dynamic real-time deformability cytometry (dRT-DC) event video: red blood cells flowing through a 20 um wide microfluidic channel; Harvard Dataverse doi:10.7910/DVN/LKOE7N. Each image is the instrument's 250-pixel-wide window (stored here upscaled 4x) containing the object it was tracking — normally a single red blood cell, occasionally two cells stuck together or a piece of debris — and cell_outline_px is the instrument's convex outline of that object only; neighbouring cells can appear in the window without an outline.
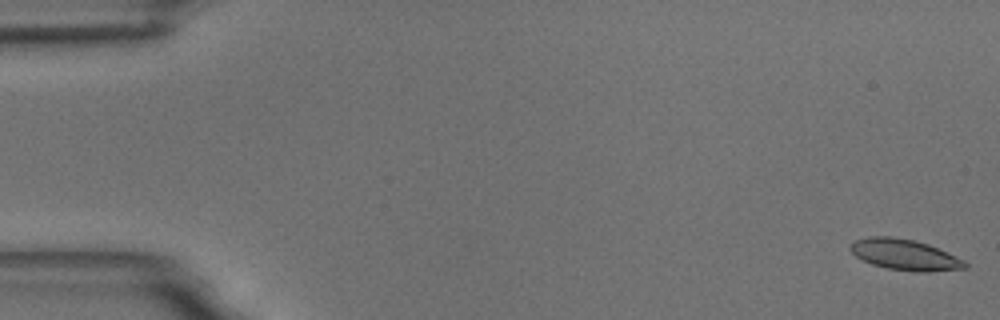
{"species": "common noctule bat (a hibernating species)", "species_latin": "Nyctalus noctula", "temperature_condition": "room temperature", "stored_images_in_passage": 21, "camera_frame_rate_fps": 3000, "um_per_image_px": 0.085, "animal": {"sex": "male", "body_mass_g": 18.8}, "frame": {"image": 1, "passage_image": 1, "time_ms": 0.0, "image_size_px": [1000, 320], "cell_outline_px": [[968, 268], [928, 272], [916, 272], [888, 268], [872, 264], [856, 256], [848, 248], [856, 240], [868, 236], [892, 236], [912, 240], [928, 244], [956, 256], [964, 260], [968, 264]], "centroid_in_image_um": [76.93, 21.65], "position_along_channel_um": 8.1, "area_um2": 20.52}}
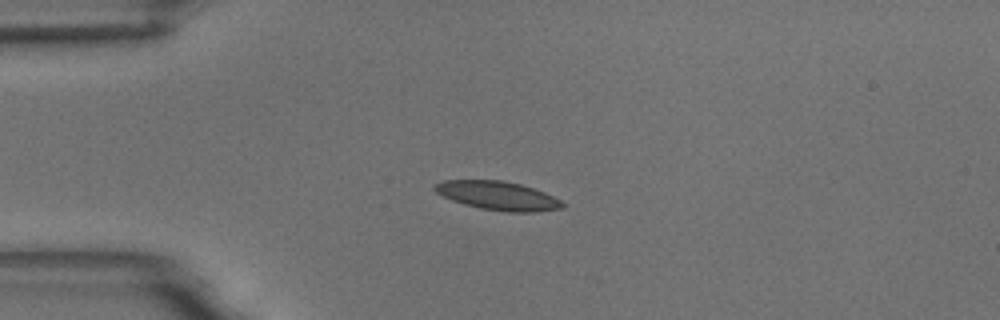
{"frame": {"image": 2, "passage_image": 14, "time_ms": 4.333, "image_size_px": [1000, 320], "cell_outline_px": [[564, 208], [536, 212], [508, 212], [480, 208], [464, 204], [452, 200], [436, 192], [432, 188], [432, 184], [444, 180], [500, 180], [520, 184], [544, 192], [560, 200], [564, 204]], "centroid_in_image_um": [42.29, 16.63], "position_along_channel_um": 42.7, "area_um2": 21.33}}
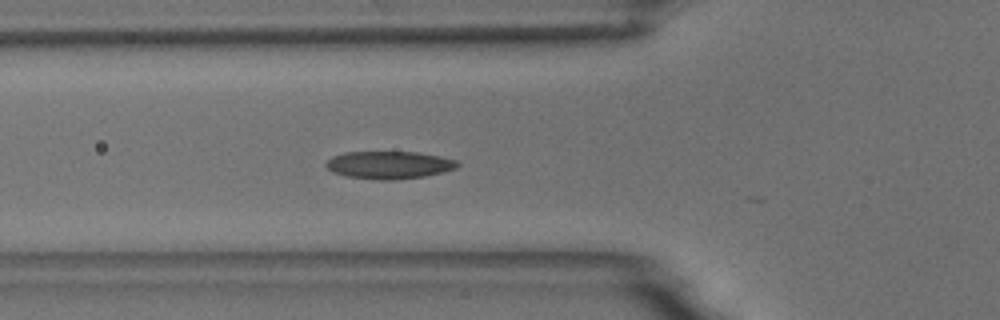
{"frame": {"image": 3, "passage_image": 20, "time_ms": 6.333, "image_size_px": [1000, 320], "cell_outline_px": [[460, 164], [456, 168], [444, 172], [424, 176], [392, 180], [380, 180], [348, 176], [332, 172], [324, 164], [332, 156], [344, 152], [416, 152], [440, 156], [456, 160]], "centroid_in_image_um": [33.08, 14.02], "position_along_channel_um": 92.7, "area_um2": 21.1}}